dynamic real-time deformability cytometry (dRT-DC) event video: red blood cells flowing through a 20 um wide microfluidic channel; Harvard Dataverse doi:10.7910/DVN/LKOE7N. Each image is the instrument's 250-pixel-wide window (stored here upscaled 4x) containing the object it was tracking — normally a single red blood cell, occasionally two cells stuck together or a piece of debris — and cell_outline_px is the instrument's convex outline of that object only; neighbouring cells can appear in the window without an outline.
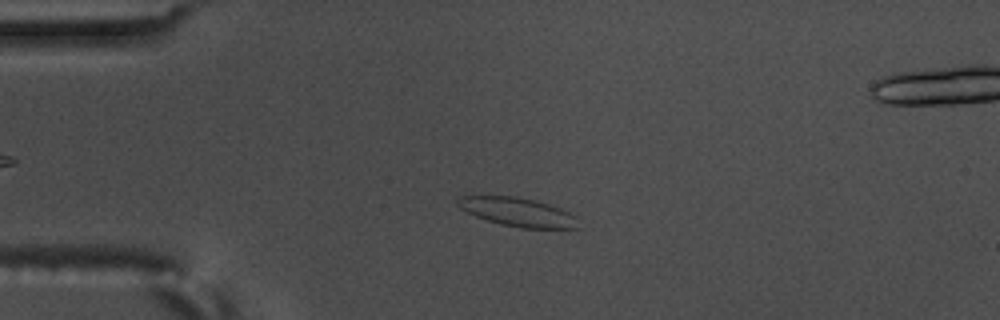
{"species": "common noctule bat (a hibernating species)", "species_latin": "Nyctalus noctula", "temperature_condition": "warm", "stored_images_in_passage": 58, "segment_of_instrument_passage": [1, 2], "camera_frame_rate_fps": 3000, "um_per_image_px": 0.085, "animal": {"sex": "male", "body_mass_g": 17.5, "forearm_length_mm": 52.3}, "frame": {"image": 1, "passage_image": 13, "time_ms": 4.0, "image_size_px": [1000, 320], "cell_outline_px": [[580, 228], [520, 228], [500, 224], [476, 216], [460, 208], [456, 204], [456, 196], [516, 196], [548, 204], [560, 208], [576, 216]], "centroid_in_image_um": [43.99, 18.02], "position_along_channel_um": 41.0, "area_um2": 20.11}}
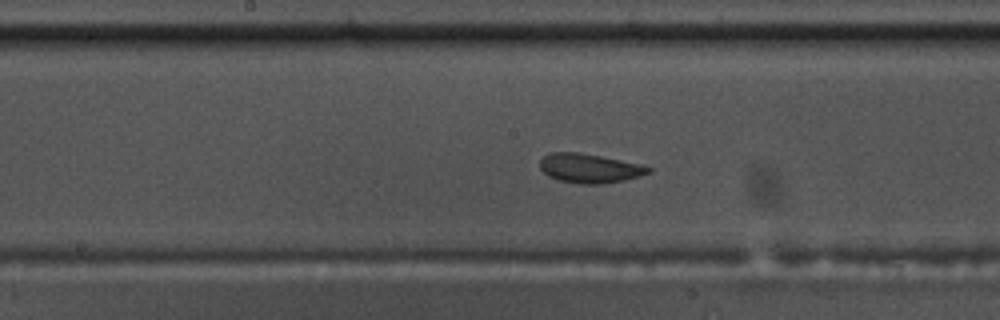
{"frame": {"image": 2, "passage_image": 29, "time_ms": 9.333, "image_size_px": [1000, 320], "cell_outline_px": [[652, 172], [624, 180], [600, 184], [580, 184], [560, 180], [548, 176], [540, 168], [540, 160], [544, 156], [552, 152], [576, 152], [600, 156], [620, 160], [652, 168]], "centroid_in_image_um": [50.08, 14.31], "position_along_channel_um": 198.1, "area_um2": 18.15}}
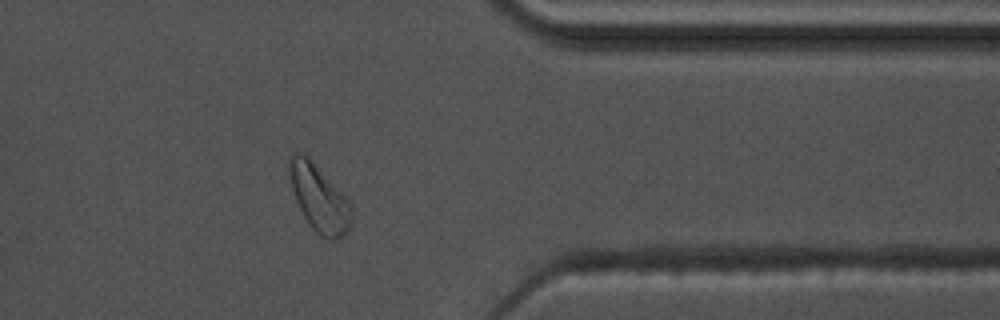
{"frame": {"image": 3, "passage_image": 46, "time_ms": 15.0, "image_size_px": [1000, 320], "cell_outline_px": [[352, 220], [344, 236], [336, 240], [328, 240], [320, 236], [308, 224], [296, 200], [292, 188], [288, 172], [288, 160], [292, 152], [300, 152], [308, 156], [352, 204]], "centroid_in_image_um": [27.12, 16.85], "position_along_channel_um": 384.3, "area_um2": 24.28}}